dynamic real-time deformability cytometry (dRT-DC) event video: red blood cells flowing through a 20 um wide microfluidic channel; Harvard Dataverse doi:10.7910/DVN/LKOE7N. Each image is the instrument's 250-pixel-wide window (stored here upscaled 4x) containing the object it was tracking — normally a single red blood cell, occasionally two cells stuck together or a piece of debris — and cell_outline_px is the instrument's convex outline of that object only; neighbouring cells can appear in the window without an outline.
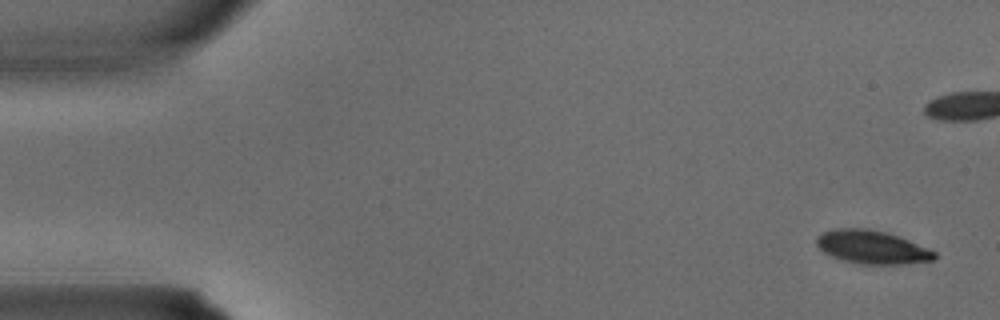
{"species": "common noctule bat (a hibernating species)", "species_latin": "Nyctalus noctula", "temperature_condition": "warm", "stored_images_in_passage": 4, "camera_frame_rate_fps": 3000, "um_per_image_px": 0.085, "animal": {"sex": "male", "body_mass_g": 15.6}, "frame": {"image": 1, "passage_image": 1, "time_ms": 0.0, "image_size_px": [1000, 320], "cell_outline_px": [[936, 260], [904, 264], [860, 264], [844, 260], [832, 256], [824, 252], [816, 244], [816, 236], [824, 232], [836, 228], [868, 228], [888, 232], [900, 236], [928, 248], [936, 252]], "centroid_in_image_um": [74.15, 21.0], "position_along_channel_um": 10.9, "area_um2": 23.06}}
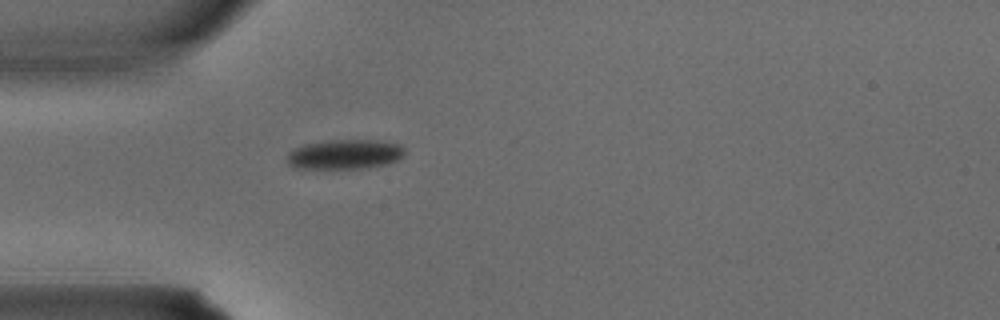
{"frame": {"image": 2, "passage_image": 4, "time_ms": 1.0, "image_size_px": [1000, 320], "cell_outline_px": [[404, 156], [388, 164], [368, 168], [292, 168], [288, 164], [288, 152], [292, 148], [304, 144], [328, 140], [376, 140], [400, 144], [404, 148]], "centroid_in_image_um": [29.3, 13.11], "position_along_channel_um": 55.7, "area_um2": 20.52}}